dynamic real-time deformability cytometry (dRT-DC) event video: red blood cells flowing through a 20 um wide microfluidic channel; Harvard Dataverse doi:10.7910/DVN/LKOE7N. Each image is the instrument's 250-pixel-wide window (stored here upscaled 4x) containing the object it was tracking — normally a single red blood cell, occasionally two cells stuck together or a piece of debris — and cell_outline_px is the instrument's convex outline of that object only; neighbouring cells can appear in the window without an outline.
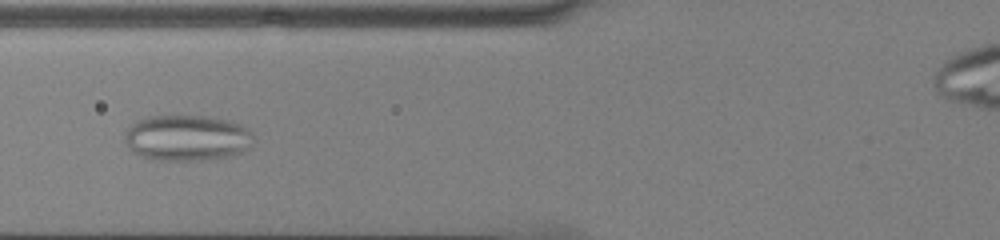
{"species": "common noctule bat (a hibernating species)", "species_latin": "Nyctalus noctula", "temperature_condition": "cold", "stored_images_in_passage": 39, "camera_frame_rate_fps": 3000, "um_per_image_px": 0.085, "animal": {"sex": "male", "body_mass_g": 13.0, "forearm_length_mm": 53.1}, "frame": {"image": 1, "passage_image": 7, "time_ms": 2.0, "image_size_px": [1000, 240], "cell_outline_px": [[252, 144], [240, 152], [228, 156], [204, 160], [156, 160], [132, 152], [128, 148], [124, 140], [124, 132], [136, 120], [148, 116], [208, 116], [228, 120], [240, 124], [252, 132]], "centroid_in_image_um": [15.85, 11.71], "position_along_channel_um": 110.0, "area_um2": 34.45}}
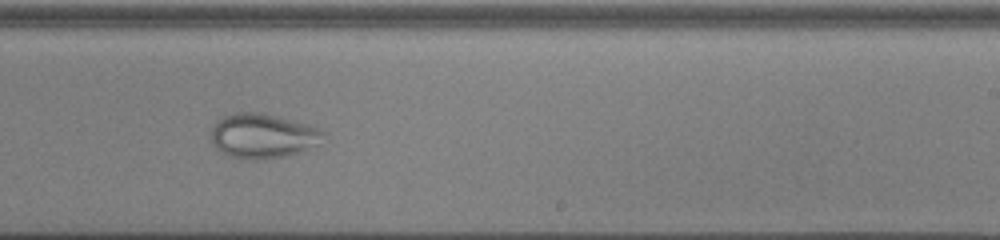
{"frame": {"image": 2, "passage_image": 19, "time_ms": 6.0, "image_size_px": [1000, 240], "cell_outline_px": [[324, 132], [320, 144], [304, 152], [288, 156], [264, 160], [256, 160], [232, 156], [216, 148], [212, 140], [212, 128], [216, 120], [224, 116], [236, 112], [260, 112], [276, 116], [304, 124], [316, 128]], "centroid_in_image_um": [22.35, 11.57], "position_along_channel_um": 266.7, "area_um2": 29.07}}
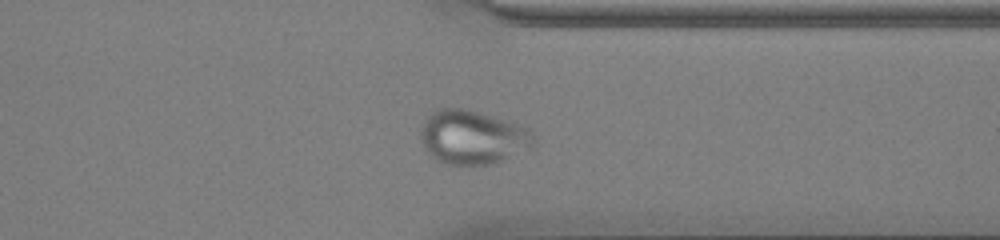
{"frame": {"image": 3, "passage_image": 27, "time_ms": 8.667, "image_size_px": [1000, 240], "cell_outline_px": [[536, 140], [532, 148], [492, 164], [444, 164], [432, 156], [424, 148], [420, 136], [420, 128], [428, 116], [436, 108], [464, 108], [504, 120], [528, 128], [536, 136]], "centroid_in_image_um": [40.17, 11.67], "position_along_channel_um": 371.2, "area_um2": 35.43}}